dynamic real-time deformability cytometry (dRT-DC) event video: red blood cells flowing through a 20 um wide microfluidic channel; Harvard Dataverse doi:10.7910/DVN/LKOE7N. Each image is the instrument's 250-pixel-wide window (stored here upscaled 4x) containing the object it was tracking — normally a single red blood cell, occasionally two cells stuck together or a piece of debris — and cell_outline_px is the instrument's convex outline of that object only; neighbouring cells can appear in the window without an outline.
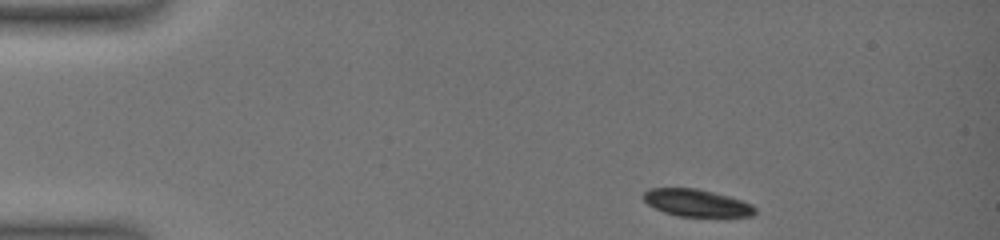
{"species": "common noctule bat (a hibernating species)", "species_latin": "Nyctalus noctula", "temperature_condition": "warm", "stored_images_in_passage": 41, "camera_frame_rate_fps": 3000, "um_per_image_px": 0.085, "animal": {"sex": "female", "body_mass_g": 19.0, "forearm_length_mm": 51.5}, "frame": {"image": 1, "passage_image": 1, "time_ms": 0.0, "image_size_px": [1000, 240], "cell_outline_px": [[756, 212], [752, 216], [676, 216], [664, 212], [648, 204], [640, 196], [648, 188], [696, 188], [728, 196], [752, 204], [756, 208]], "centroid_in_image_um": [59.17, 17.24], "position_along_channel_um": 25.8, "area_um2": 17.63}}
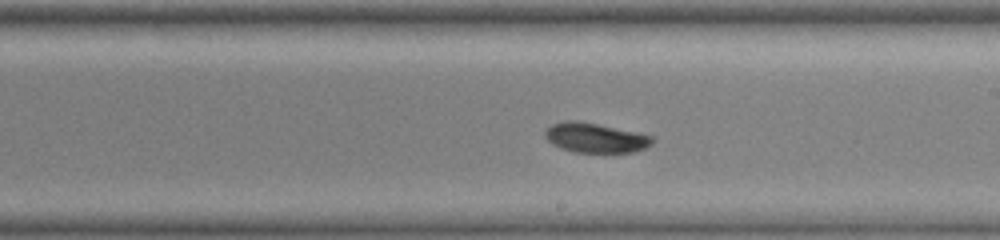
{"frame": {"image": 2, "passage_image": 23, "time_ms": 8.333, "image_size_px": [1000, 240], "cell_outline_px": [[652, 144], [636, 152], [604, 156], [572, 152], [548, 140], [544, 136], [544, 132], [552, 124], [564, 120], [580, 120], [652, 136]], "centroid_in_image_um": [50.62, 11.76], "position_along_channel_um": 238.4, "area_um2": 19.19}}
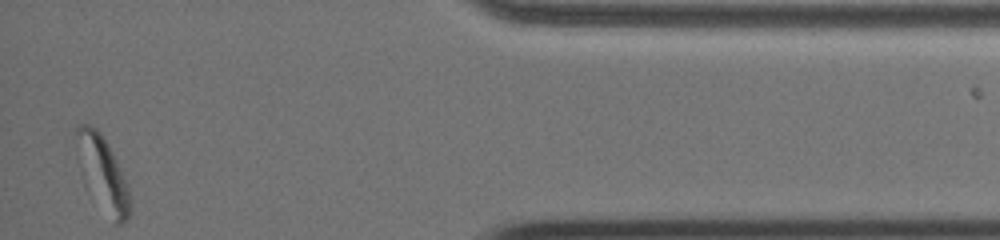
{"frame": {"image": 3, "passage_image": 40, "time_ms": 14.667, "image_size_px": [1000, 240], "cell_outline_px": [[128, 220], [120, 224], [112, 224], [76, 132], [76, 124], [88, 124], [96, 128], [100, 132], [124, 176], [128, 188]], "centroid_in_image_um": [8.94, 14.7], "position_along_channel_um": 426.3, "area_um2": 18.32}}